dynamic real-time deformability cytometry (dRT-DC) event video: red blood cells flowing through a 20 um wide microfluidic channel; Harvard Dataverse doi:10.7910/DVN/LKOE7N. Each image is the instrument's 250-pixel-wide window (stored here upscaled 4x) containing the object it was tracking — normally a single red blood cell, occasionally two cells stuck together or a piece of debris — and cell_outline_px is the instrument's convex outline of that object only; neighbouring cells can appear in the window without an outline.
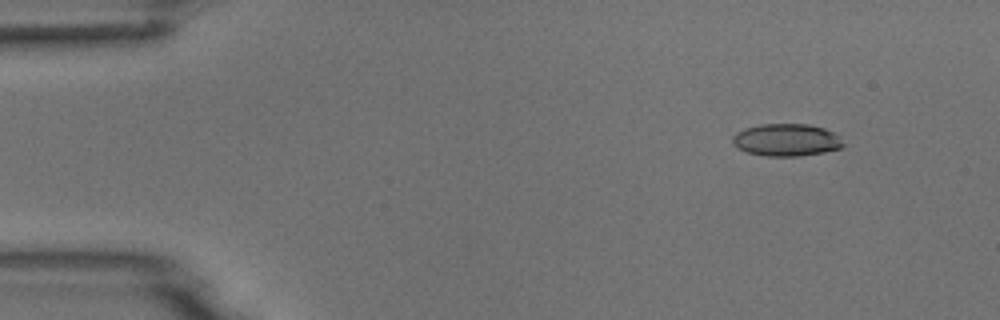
{"species": "common noctule bat (a hibernating species)", "species_latin": "Nyctalus noctula", "temperature_condition": "room temperature", "stored_images_in_passage": 5, "camera_frame_rate_fps": 3000, "um_per_image_px": 0.085, "animal": {"sex": "male", "body_mass_g": 18.8}, "frame": {"image": 1, "passage_image": 2, "time_ms": 1.0, "image_size_px": [1000, 320], "cell_outline_px": [[844, 144], [840, 148], [824, 152], [800, 156], [764, 156], [748, 152], [736, 148], [732, 144], [732, 136], [736, 132], [744, 128], [760, 124], [808, 124], [824, 128], [840, 136]], "centroid_in_image_um": [66.81, 11.89], "position_along_channel_um": 18.2, "area_um2": 21.04}}
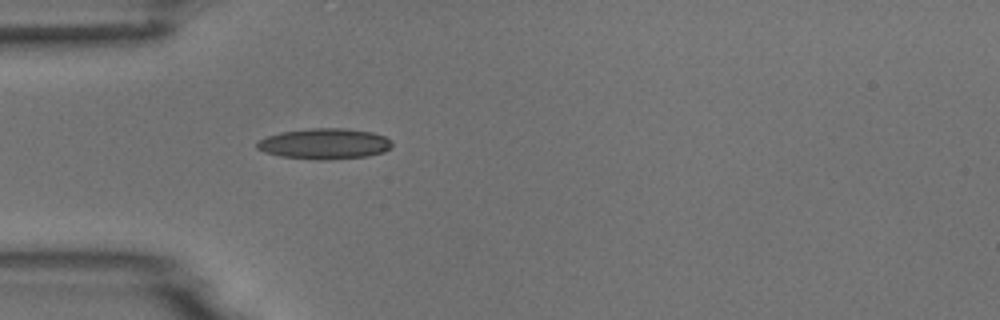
{"frame": {"image": 2, "passage_image": 5, "time_ms": 4.333, "image_size_px": [1000, 320], "cell_outline_px": [[392, 148], [384, 152], [368, 156], [324, 160], [316, 160], [280, 156], [264, 152], [256, 148], [256, 144], [260, 140], [268, 136], [280, 132], [312, 128], [344, 128], [372, 132], [384, 136], [392, 140]], "centroid_in_image_um": [27.61, 12.22], "position_along_channel_um": 57.4, "area_um2": 24.28}}